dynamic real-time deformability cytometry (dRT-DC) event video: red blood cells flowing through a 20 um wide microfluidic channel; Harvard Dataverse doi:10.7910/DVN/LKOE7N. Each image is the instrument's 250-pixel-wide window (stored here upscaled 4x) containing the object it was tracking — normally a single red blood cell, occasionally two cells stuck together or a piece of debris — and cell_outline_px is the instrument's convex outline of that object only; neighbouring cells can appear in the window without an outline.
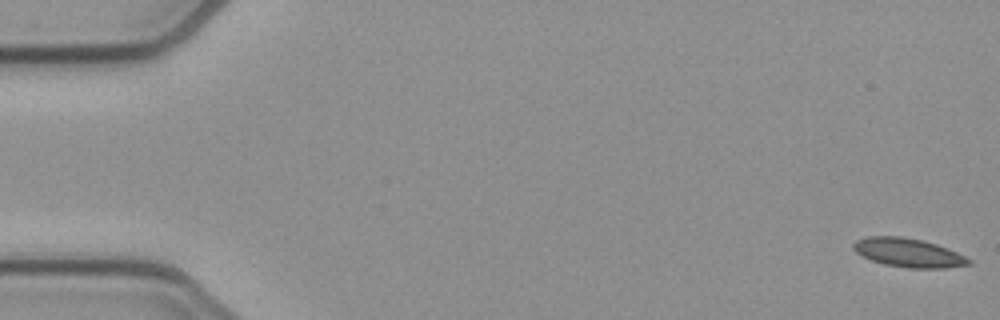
{"species": "common noctule bat (a hibernating species)", "species_latin": "Nyctalus noctula", "temperature_condition": "cold", "stored_images_in_passage": 12, "camera_frame_rate_fps": 3000, "um_per_image_px": 0.085, "animal": {"sex": "female", "body_mass_g": 21.9}, "frame": {"image": 1, "passage_image": 1, "time_ms": 0.0, "image_size_px": [1000, 320], "cell_outline_px": [[972, 264], [948, 268], [908, 268], [884, 264], [872, 260], [856, 252], [852, 248], [852, 244], [856, 240], [868, 236], [900, 236], [920, 240], [936, 244], [948, 248], [972, 260]], "centroid_in_image_um": [77.22, 21.48], "position_along_channel_um": 7.8, "area_um2": 19.31}}